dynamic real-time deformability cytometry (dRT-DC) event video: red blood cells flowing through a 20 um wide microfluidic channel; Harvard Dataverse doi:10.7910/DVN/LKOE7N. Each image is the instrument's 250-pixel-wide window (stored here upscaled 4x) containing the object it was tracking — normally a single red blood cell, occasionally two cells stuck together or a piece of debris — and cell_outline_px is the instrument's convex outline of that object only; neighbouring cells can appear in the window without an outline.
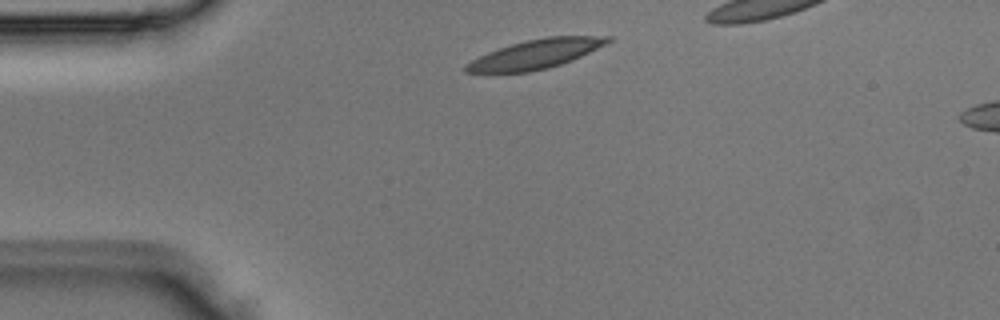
{"species": "Egyptian fruit bat (a non-hibernating species)", "species_latin": "Rousettus aegyptiacus", "temperature_condition": "room temperature", "stored_images_in_passage": 2, "camera_frame_rate_fps": 3000, "um_per_image_px": 0.085, "animal": {"sex": "male"}, "frame": {"image": 1, "passage_image": 1, "time_ms": 0.0, "image_size_px": [1000, 320], "cell_outline_px": [[612, 40], [572, 60], [548, 68], [528, 72], [464, 72], [464, 64], [488, 52], [524, 40], [548, 36], [612, 36]], "centroid_in_image_um": [45.51, 4.59], "position_along_channel_um": 39.5, "area_um2": 23.7}}